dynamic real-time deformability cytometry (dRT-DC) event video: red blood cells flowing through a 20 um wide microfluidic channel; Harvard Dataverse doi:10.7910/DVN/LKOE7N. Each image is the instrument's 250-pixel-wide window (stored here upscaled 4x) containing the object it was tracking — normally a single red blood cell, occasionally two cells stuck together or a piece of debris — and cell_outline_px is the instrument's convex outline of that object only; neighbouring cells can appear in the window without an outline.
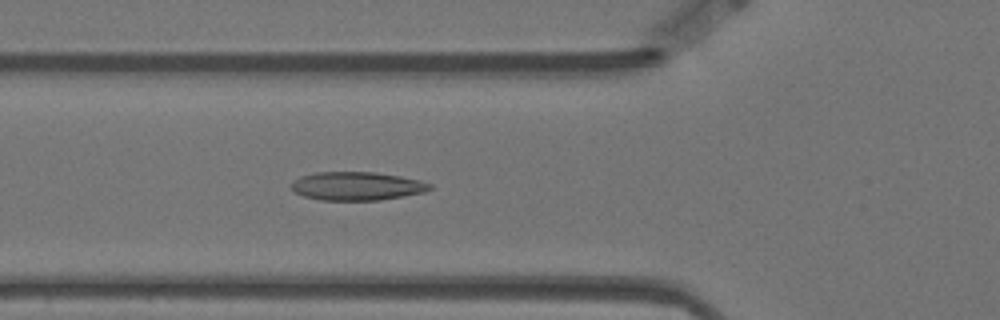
{"species": "Egyptian fruit bat (a non-hibernating species)", "species_latin": "Rousettus aegyptiacus", "temperature_condition": "warm", "stored_images_in_passage": 58, "camera_frame_rate_fps": 3000, "um_per_image_px": 0.085, "animal": {"sex": "female"}, "frame": {"image": 1, "passage_image": 20, "time_ms": 6.333, "image_size_px": [1000, 320], "cell_outline_px": [[432, 188], [424, 192], [404, 196], [380, 200], [320, 200], [304, 196], [296, 192], [292, 188], [292, 184], [300, 176], [316, 172], [372, 172], [400, 176], [420, 180], [432, 184]], "centroid_in_image_um": [30.37, 15.82], "position_along_channel_um": 95.4, "area_um2": 22.83}}
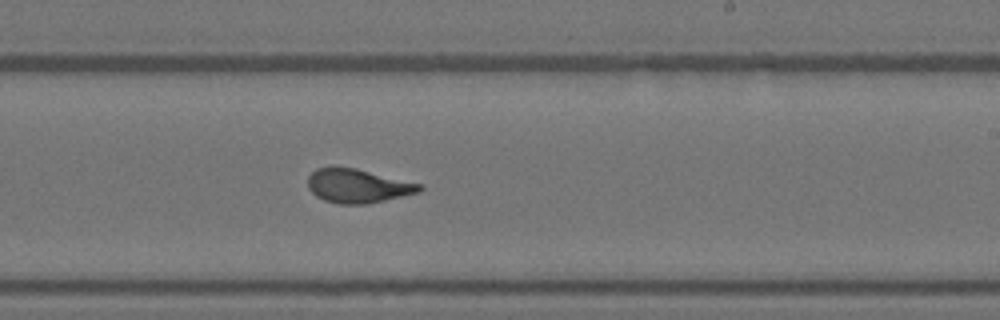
{"frame": {"image": 2, "passage_image": 34, "time_ms": 11.0, "image_size_px": [1000, 320], "cell_outline_px": [[424, 188], [420, 192], [368, 204], [340, 204], [324, 200], [316, 196], [308, 188], [308, 176], [316, 168], [356, 168], [424, 184]], "centroid_in_image_um": [30.46, 15.81], "position_along_channel_um": 258.5, "area_um2": 22.08}}
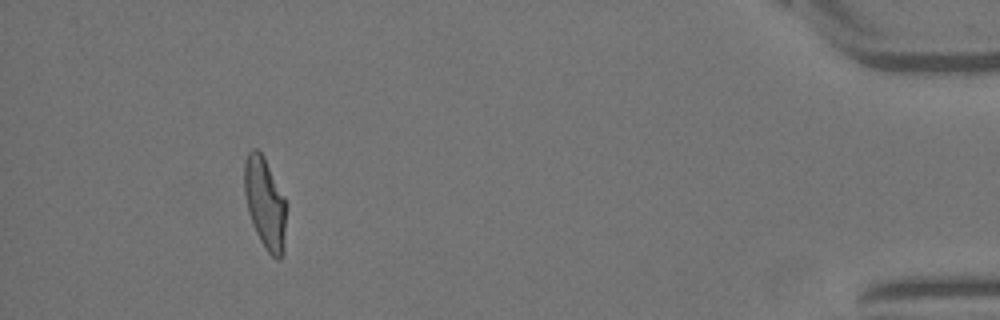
{"frame": {"image": 3, "passage_image": 53, "time_ms": 17.333, "image_size_px": [1000, 320], "cell_outline_px": [[288, 204], [284, 248], [280, 260], [276, 260], [268, 252], [260, 240], [252, 224], [248, 212], [244, 192], [244, 164], [248, 152], [252, 148], [256, 148], [264, 156]], "centroid_in_image_um": [22.55, 17.28], "position_along_channel_um": 412.7, "area_um2": 22.77}, "authors_computed_cell_mechanics": {"area_um2": 22.542, "velocity_mm_per_s": 3.4806, "shape_relaxation_time_tau1_ms": 8.838, "shape_relaxation_time_tau2_ms": 1.0637, "deformation_change_tau1": 0.2577, "deformation_change_tau2": 0.0938}}